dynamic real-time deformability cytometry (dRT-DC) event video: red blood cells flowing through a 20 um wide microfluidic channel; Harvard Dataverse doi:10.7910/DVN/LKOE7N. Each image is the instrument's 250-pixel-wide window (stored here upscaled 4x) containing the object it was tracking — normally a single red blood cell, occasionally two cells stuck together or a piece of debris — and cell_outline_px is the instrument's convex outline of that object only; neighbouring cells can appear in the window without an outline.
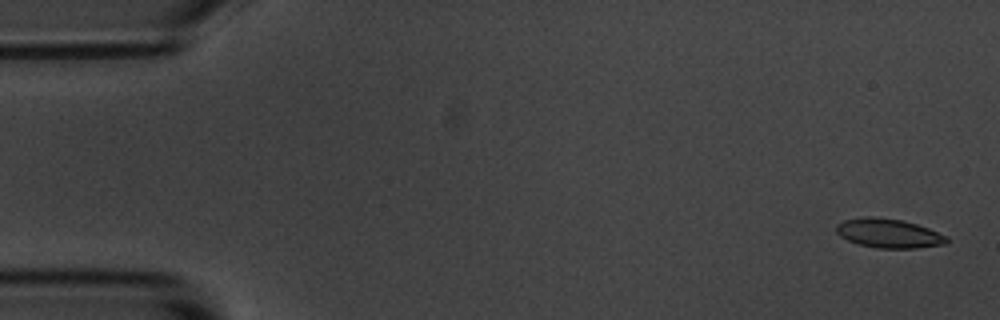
{"species": "common noctule bat (a hibernating species)", "species_latin": "Nyctalus noctula", "temperature_condition": "room temperature", "stored_images_in_passage": 4, "camera_frame_rate_fps": 3000, "um_per_image_px": 0.085, "animal": {"sex": "male", "body_mass_g": 20.1, "forearm_length_mm": 53.5}, "frame": {"image": 1, "passage_image": 1, "time_ms": 0.0, "image_size_px": [1000, 320], "cell_outline_px": [[948, 244], [916, 248], [876, 248], [860, 244], [848, 240], [840, 236], [836, 232], [836, 224], [844, 220], [868, 216], [872, 216], [904, 220], [928, 228], [948, 236]], "centroid_in_image_um": [75.56, 19.83], "position_along_channel_um": 9.4, "area_um2": 18.84}}
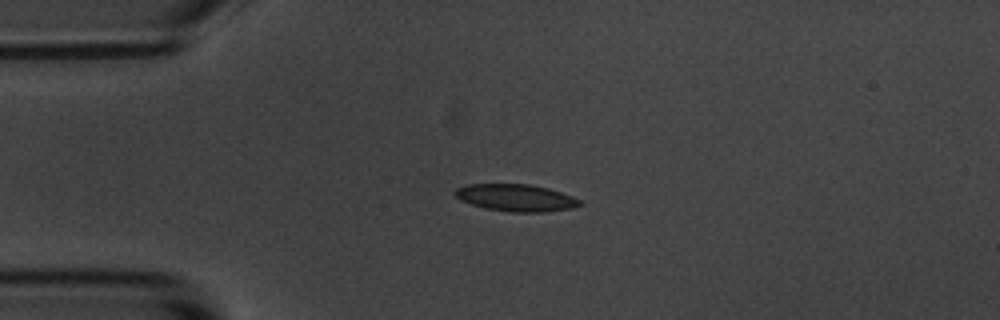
{"frame": {"image": 2, "passage_image": 4, "time_ms": 3.667, "image_size_px": [1000, 320], "cell_outline_px": [[580, 204], [572, 208], [544, 212], [512, 212], [484, 208], [460, 200], [452, 192], [456, 188], [468, 184], [528, 184], [548, 188], [572, 196], [580, 200]], "centroid_in_image_um": [43.81, 16.8], "position_along_channel_um": 41.2, "area_um2": 19.59}}